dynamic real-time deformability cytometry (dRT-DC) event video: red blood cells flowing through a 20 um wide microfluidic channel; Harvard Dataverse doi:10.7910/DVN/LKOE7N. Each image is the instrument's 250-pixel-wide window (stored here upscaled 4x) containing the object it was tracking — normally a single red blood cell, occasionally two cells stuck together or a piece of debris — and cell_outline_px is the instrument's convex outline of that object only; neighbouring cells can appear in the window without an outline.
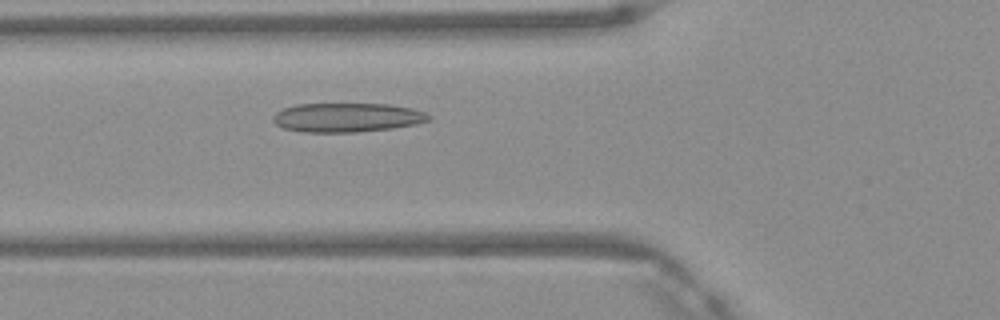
{"species": "Egyptian fruit bat (a non-hibernating species)", "species_latin": "Rousettus aegyptiacus", "temperature_condition": "warm", "stored_images_in_passage": 43, "camera_frame_rate_fps": 3000, "um_per_image_px": 0.085, "frame": {"image": 1, "passage_image": 12, "time_ms": 3.667, "image_size_px": [1000, 320], "cell_outline_px": [[432, 116], [428, 120], [416, 124], [392, 128], [360, 132], [300, 132], [284, 128], [276, 124], [272, 120], [272, 116], [276, 112], [284, 108], [296, 104], [388, 104], [412, 108], [424, 112]], "centroid_in_image_um": [29.48, 9.99], "position_along_channel_um": 96.3, "area_um2": 26.47}}
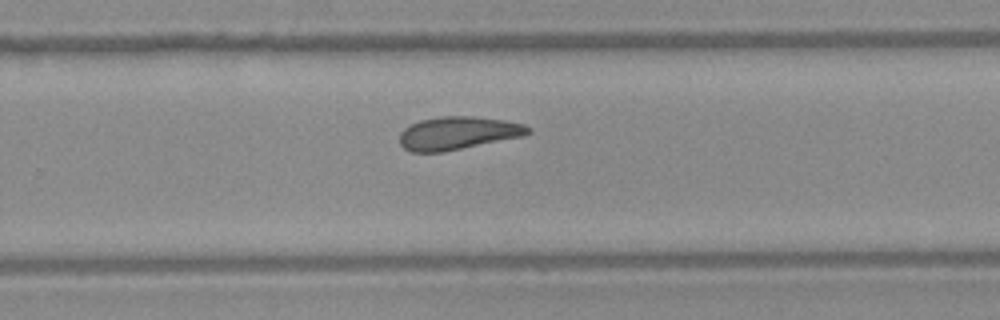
{"frame": {"image": 2, "passage_image": 26, "time_ms": 8.333, "image_size_px": [1000, 320], "cell_outline_px": [[532, 132], [524, 136], [444, 152], [412, 152], [404, 148], [400, 144], [400, 132], [404, 128], [420, 120], [444, 116], [476, 116], [504, 120], [524, 124], [532, 128]], "centroid_in_image_um": [38.96, 11.31], "position_along_channel_um": 290.8, "area_um2": 24.85}}
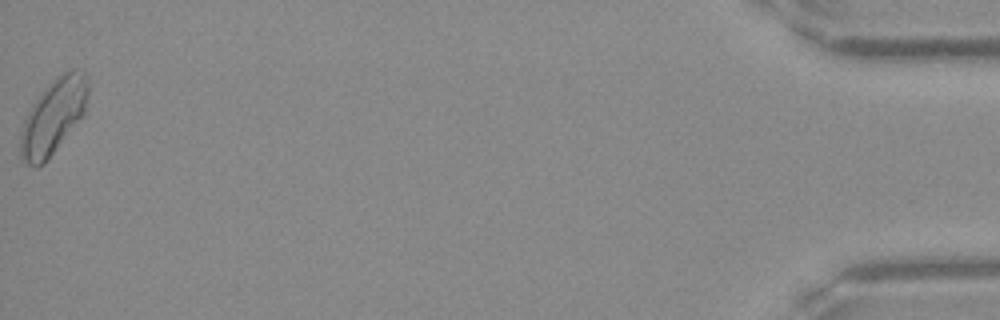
{"frame": {"image": 3, "passage_image": 43, "time_ms": 14.0, "image_size_px": [1000, 320], "cell_outline_px": [[88, 92], [84, 112], [44, 164], [36, 168], [20, 160], [20, 132], [24, 120], [32, 104], [44, 88], [52, 80], [64, 72], [72, 68], [84, 68], [88, 76]], "centroid_in_image_um": [4.52, 9.87], "position_along_channel_um": 430.7, "area_um2": 29.48}, "authors_computed_cell_mechanics": {"area_um2": 25.2008, "velocity_mm_per_s": 4.1576, "shape_relaxation_time_tau1_ms": null, "shape_relaxation_time_tau2_ms": 3.909, "deformation_change_tau1": null, "deformation_change_tau2": 0.1111}}